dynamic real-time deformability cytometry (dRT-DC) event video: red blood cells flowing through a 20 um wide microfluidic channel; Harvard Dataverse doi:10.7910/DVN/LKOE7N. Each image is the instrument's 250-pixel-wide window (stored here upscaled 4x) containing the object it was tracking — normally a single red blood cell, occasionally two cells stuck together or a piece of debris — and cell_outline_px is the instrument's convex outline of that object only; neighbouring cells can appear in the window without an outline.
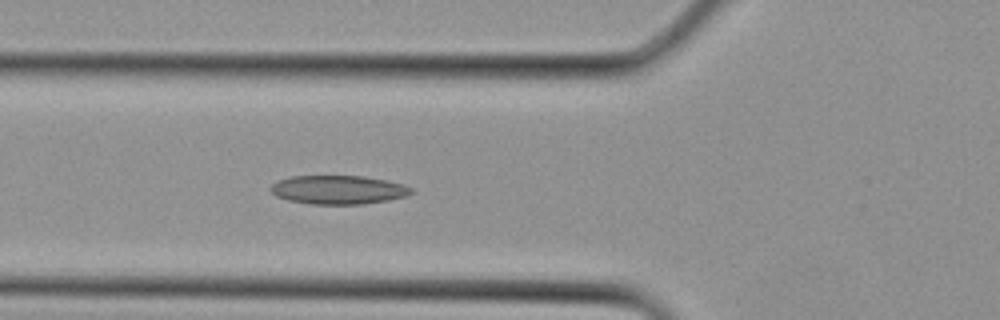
{"species": "Egyptian fruit bat (a non-hibernating species)", "species_latin": "Rousettus aegyptiacus", "temperature_condition": "cold", "stored_images_in_passage": 9, "camera_frame_rate_fps": 3000, "um_per_image_px": 0.085, "animal": {"sex": "female"}, "frame": {"image": 1, "passage_image": 7, "time_ms": 2.0, "image_size_px": [1000, 320], "cell_outline_px": [[416, 192], [408, 196], [388, 200], [360, 204], [312, 204], [288, 200], [276, 196], [272, 192], [272, 184], [280, 180], [292, 176], [364, 176], [388, 180], [404, 184], [412, 188]], "centroid_in_image_um": [28.84, 16.13], "position_along_channel_um": 97.0, "area_um2": 23.58}}
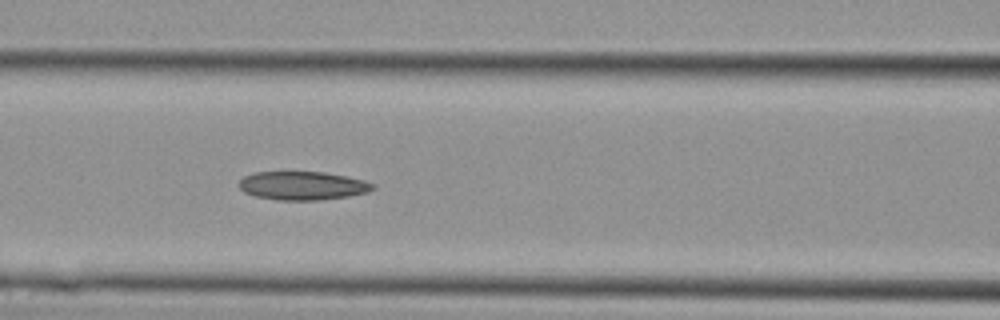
{"frame": {"image": 2, "passage_image": 9, "time_ms": 2.667, "image_size_px": [1000, 320], "cell_outline_px": [[376, 188], [368, 192], [348, 196], [320, 200], [276, 200], [256, 196], [244, 192], [236, 184], [244, 176], [252, 172], [324, 172], [348, 176], [364, 180], [376, 184]], "centroid_in_image_um": [25.73, 15.78], "position_along_channel_um": 140.9, "area_um2": 22.48}}